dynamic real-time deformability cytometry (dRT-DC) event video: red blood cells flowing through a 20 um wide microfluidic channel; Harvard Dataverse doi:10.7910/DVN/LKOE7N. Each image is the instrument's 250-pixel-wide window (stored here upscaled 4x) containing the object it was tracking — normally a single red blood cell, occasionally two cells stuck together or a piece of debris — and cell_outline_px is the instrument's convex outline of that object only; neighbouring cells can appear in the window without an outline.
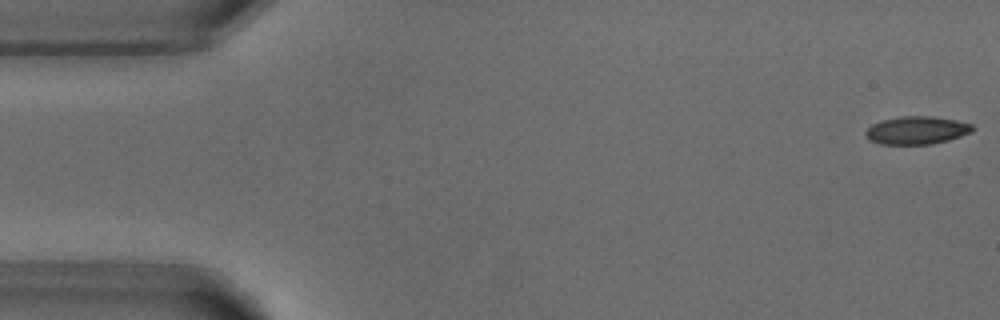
{"species": "common noctule bat (a hibernating species)", "species_latin": "Nyctalus noctula", "temperature_condition": "warm", "stored_images_in_passage": 7, "camera_frame_rate_fps": 3000, "um_per_image_px": 0.085, "animal": {"sex": "male", "body_mass_g": 18.8}, "frame": {"image": 1, "passage_image": 1, "time_ms": 0.0, "image_size_px": [1000, 320], "cell_outline_px": [[976, 128], [972, 132], [948, 140], [932, 144], [880, 144], [868, 140], [864, 132], [872, 124], [880, 120], [900, 116], [932, 116], [956, 120], [972, 124]], "centroid_in_image_um": [77.91, 11.07], "position_along_channel_um": 7.1, "area_um2": 17.57}}
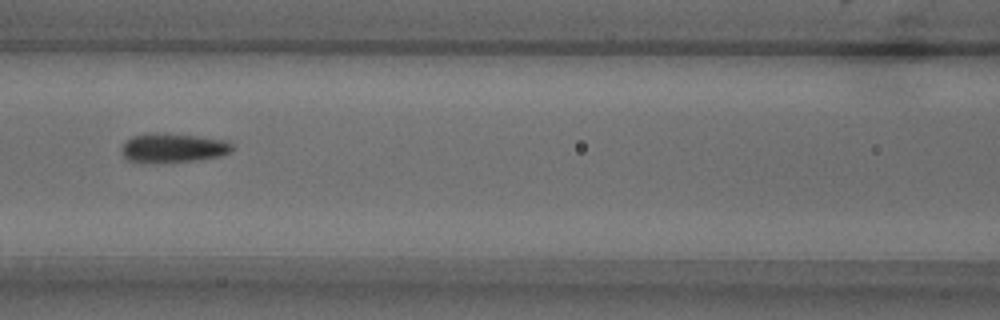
{"frame": {"image": 2, "passage_image": 7, "time_ms": 7.0, "image_size_px": [1000, 320], "cell_outline_px": [[232, 152], [220, 156], [196, 160], [152, 164], [144, 164], [128, 160], [120, 152], [120, 148], [124, 140], [132, 136], [152, 132], [156, 132], [196, 136], [224, 140], [232, 144]], "centroid_in_image_um": [14.61, 12.59], "position_along_channel_um": 152.0, "area_um2": 19.31}}